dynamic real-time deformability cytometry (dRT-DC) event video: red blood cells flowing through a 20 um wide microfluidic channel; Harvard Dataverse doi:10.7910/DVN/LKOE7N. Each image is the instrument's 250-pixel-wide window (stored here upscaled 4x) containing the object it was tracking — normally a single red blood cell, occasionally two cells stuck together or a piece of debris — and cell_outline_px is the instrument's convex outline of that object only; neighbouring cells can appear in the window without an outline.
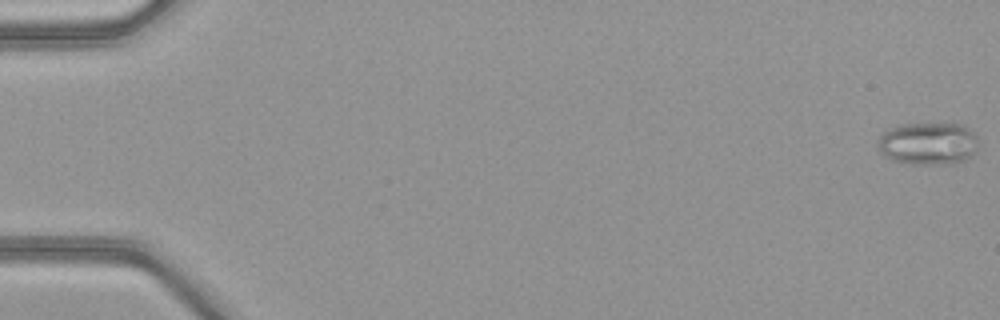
{"species": "common noctule bat (a hibernating species)", "species_latin": "Nyctalus noctula", "temperature_condition": "warm", "stored_images_in_passage": 10, "camera_frame_rate_fps": 3000, "um_per_image_px": 0.085, "animal": {"sex": "female", "body_mass_g": 21.9}, "frame": {"image": 1, "passage_image": 1, "time_ms": 0.0, "image_size_px": [1000, 320], "cell_outline_px": [[976, 152], [964, 160], [952, 164], [908, 164], [892, 160], [884, 156], [880, 152], [876, 144], [876, 140], [888, 128], [900, 124], [964, 124], [976, 136]], "centroid_in_image_um": [78.84, 12.21], "position_along_channel_um": 6.2, "area_um2": 25.14}}